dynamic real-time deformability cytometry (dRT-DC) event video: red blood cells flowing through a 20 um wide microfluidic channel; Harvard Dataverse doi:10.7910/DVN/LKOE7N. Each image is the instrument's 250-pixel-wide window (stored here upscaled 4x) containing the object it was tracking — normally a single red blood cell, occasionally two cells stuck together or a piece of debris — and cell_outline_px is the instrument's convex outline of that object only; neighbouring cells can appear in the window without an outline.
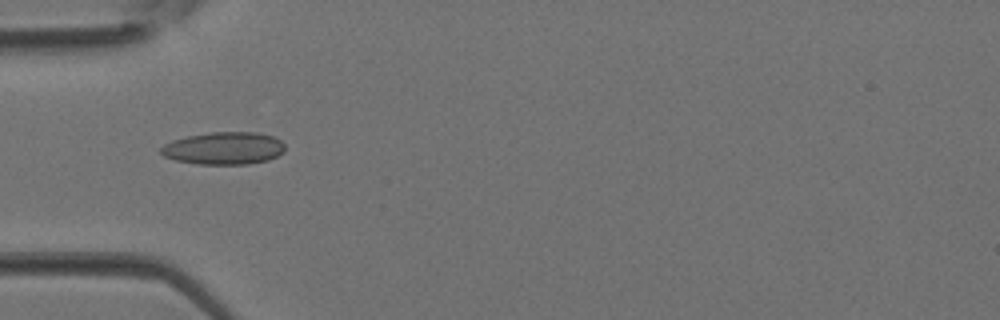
{"species": "Egyptian fruit bat (a non-hibernating species)", "species_latin": "Rousettus aegyptiacus", "temperature_condition": "room temperature", "stored_images_in_passage": 4, "camera_frame_rate_fps": 3000, "um_per_image_px": 0.085, "animal": {"sex": "female"}, "frame": {"image": 1, "passage_image": 3, "time_ms": 0.667, "image_size_px": [1000, 320], "cell_outline_px": [[284, 152], [268, 160], [248, 164], [196, 164], [176, 160], [164, 156], [160, 152], [160, 148], [164, 144], [172, 140], [188, 136], [212, 132], [256, 132], [272, 136], [280, 140], [284, 144]], "centroid_in_image_um": [19.02, 12.6], "position_along_channel_um": 66.0, "area_um2": 23.47}}
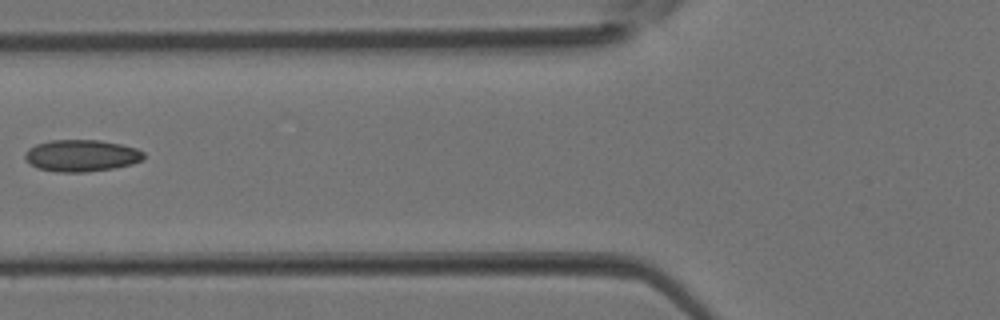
{"frame": {"image": 2, "passage_image": 4, "time_ms": 1.0, "image_size_px": [1000, 320], "cell_outline_px": [[144, 160], [132, 164], [112, 168], [84, 172], [56, 172], [36, 168], [24, 156], [24, 152], [28, 148], [36, 144], [52, 140], [100, 140], [120, 144], [136, 148], [144, 152]], "centroid_in_image_um": [6.92, 13.22], "position_along_channel_um": 118.9, "area_um2": 22.02}}